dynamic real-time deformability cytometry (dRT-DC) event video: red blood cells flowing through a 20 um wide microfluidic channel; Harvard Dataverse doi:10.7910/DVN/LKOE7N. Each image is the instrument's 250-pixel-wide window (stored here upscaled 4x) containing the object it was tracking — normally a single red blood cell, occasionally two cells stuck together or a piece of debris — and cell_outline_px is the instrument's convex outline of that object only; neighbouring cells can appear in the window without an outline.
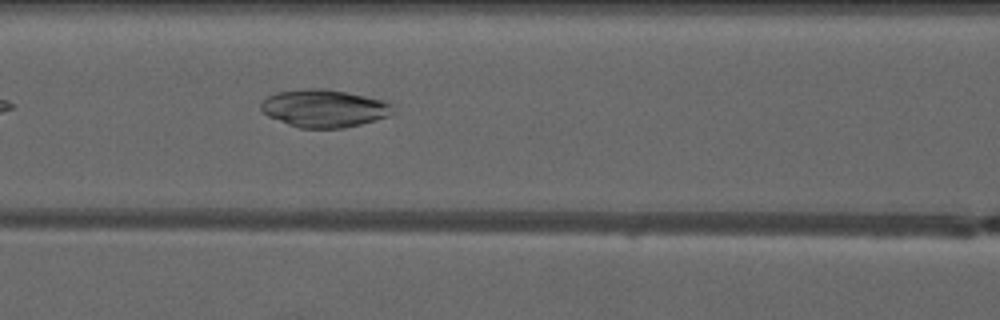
{"species": "common noctule bat (a hibernating species)", "species_latin": "Nyctalus noctula", "temperature_condition": "warm", "stored_images_in_passage": 6, "camera_frame_rate_fps": 3000, "um_per_image_px": 0.085, "animal": {"sex": "male", "forearm_length_mm": 52.5}, "frame": {"image": 1, "passage_image": 6, "time_ms": 7.0, "image_size_px": [1000, 320], "cell_outline_px": [[396, 112], [388, 116], [376, 120], [344, 128], [300, 128], [288, 124], [268, 116], [260, 108], [260, 104], [268, 96], [276, 92], [308, 88], [324, 88], [348, 92], [384, 100], [392, 104]], "centroid_in_image_um": [27.58, 9.2], "position_along_channel_um": 139.0, "area_um2": 29.13}}